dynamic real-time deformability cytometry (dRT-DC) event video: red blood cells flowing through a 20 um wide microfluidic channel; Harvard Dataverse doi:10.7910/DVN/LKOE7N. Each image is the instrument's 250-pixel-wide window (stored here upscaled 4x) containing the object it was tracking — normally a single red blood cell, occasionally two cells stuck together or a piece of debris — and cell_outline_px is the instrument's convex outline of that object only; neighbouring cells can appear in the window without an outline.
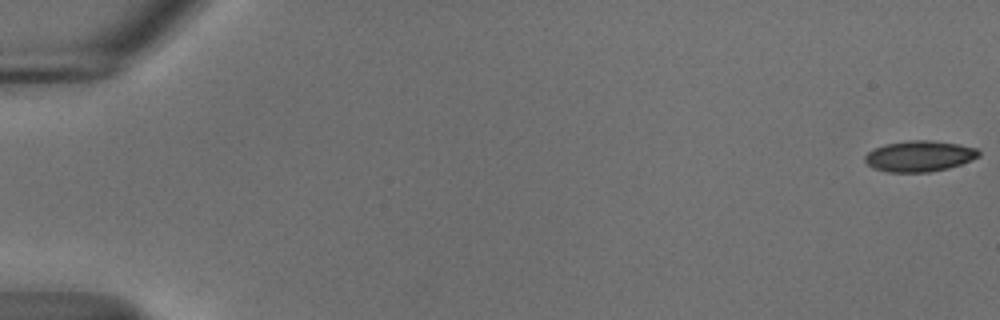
{"species": "common noctule bat (a hibernating species)", "species_latin": "Nyctalus noctula", "temperature_condition": "cold", "stored_images_in_passage": 56, "camera_frame_rate_fps": 3000, "um_per_image_px": 0.085, "animal": {"sex": "male", "body_mass_g": 18.8}, "frame": {"image": 1, "passage_image": 1, "time_ms": 0.0, "image_size_px": [1000, 320], "cell_outline_px": [[980, 156], [972, 160], [948, 168], [928, 172], [888, 172], [872, 168], [864, 160], [864, 156], [868, 152], [884, 144], [908, 140], [932, 140], [956, 144], [976, 148], [980, 152]], "centroid_in_image_um": [78.13, 13.27], "position_along_channel_um": 6.9, "area_um2": 20.46}}
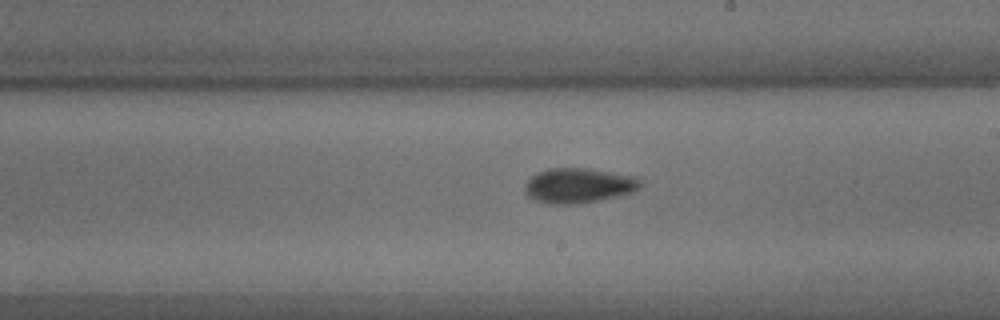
{"frame": {"image": 2, "passage_image": 33, "time_ms": 10.667, "image_size_px": [1000, 320], "cell_outline_px": [[644, 180], [640, 188], [632, 192], [616, 196], [596, 200], [568, 204], [548, 204], [536, 200], [528, 196], [524, 192], [524, 184], [532, 176], [548, 168], [584, 168], [636, 176]], "centroid_in_image_um": [49.18, 15.76], "position_along_channel_um": 239.8, "area_um2": 23.35}}
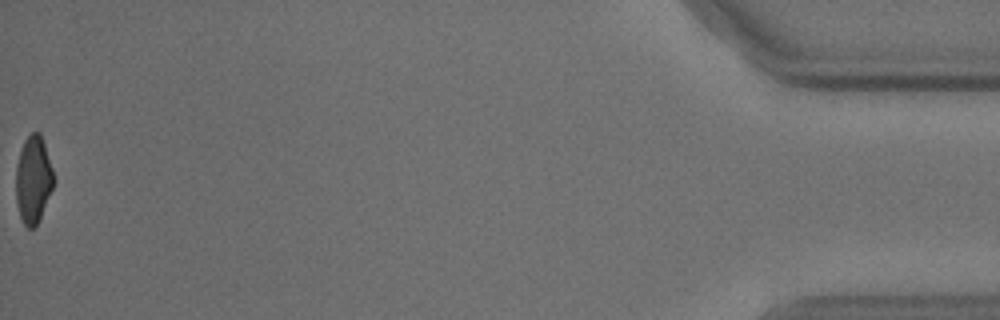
{"frame": {"image": 3, "passage_image": 56, "time_ms": 18.333, "image_size_px": [1000, 320], "cell_outline_px": [[52, 188], [40, 220], [32, 228], [28, 228], [24, 224], [20, 216], [16, 204], [16, 164], [24, 140], [32, 132], [40, 132], [52, 168]], "centroid_in_image_um": [2.8, 15.28], "position_along_channel_um": 432.4, "area_um2": 18.9}, "authors_computed_cell_mechanics": {"area_um2": 21.5016, "velocity_mm_per_s": 3.698, "shape_relaxation_time_tau1_ms": 5.2934, "shape_relaxation_time_tau2_ms": 1.7709, "deformation_change_tau1": 0.1287, "deformation_change_tau2": 0.0738}}